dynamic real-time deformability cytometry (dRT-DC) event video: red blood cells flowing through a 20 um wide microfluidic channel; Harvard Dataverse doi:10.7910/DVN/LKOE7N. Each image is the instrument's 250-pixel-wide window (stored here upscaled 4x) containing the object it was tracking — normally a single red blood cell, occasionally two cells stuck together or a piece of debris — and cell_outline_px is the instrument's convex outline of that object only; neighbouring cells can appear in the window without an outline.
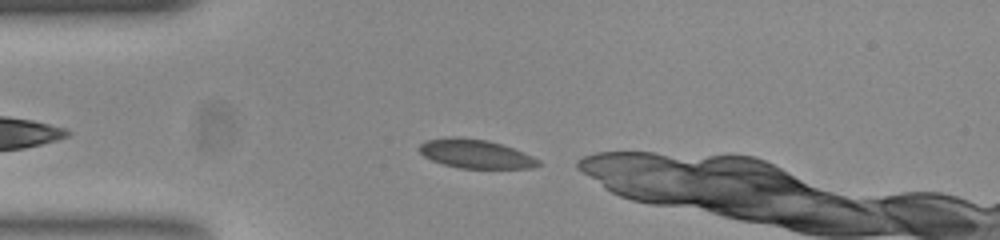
{"species": "common noctule bat (a hibernating species)", "species_latin": "Nyctalus noctula", "temperature_condition": "room temperature", "stored_images_in_passage": 31, "camera_frame_rate_fps": 3000, "um_per_image_px": 0.085, "animal": {"sex": "female", "body_mass_g": 23.0, "forearm_length_mm": 53.4}, "frame": {"image": 1, "passage_image": 2, "time_ms": 0.333, "image_size_px": [1000, 240], "cell_outline_px": [[540, 164], [532, 168], [460, 168], [444, 164], [432, 160], [424, 156], [416, 148], [424, 140], [444, 136], [460, 136], [488, 140], [512, 148], [532, 156], [540, 160]], "centroid_in_image_um": [40.35, 13.05], "position_along_channel_um": 44.6, "area_um2": 20.17}}
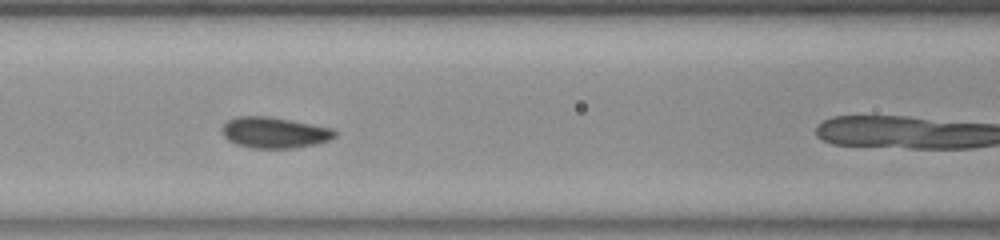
{"frame": {"image": 2, "passage_image": 11, "time_ms": 3.333, "image_size_px": [1000, 240], "cell_outline_px": [[336, 136], [328, 140], [316, 144], [292, 148], [252, 148], [236, 144], [228, 140], [224, 136], [224, 124], [228, 120], [236, 116], [268, 116], [332, 128], [336, 132]], "centroid_in_image_um": [23.32, 11.27], "position_along_channel_um": 143.3, "area_um2": 20.11}}
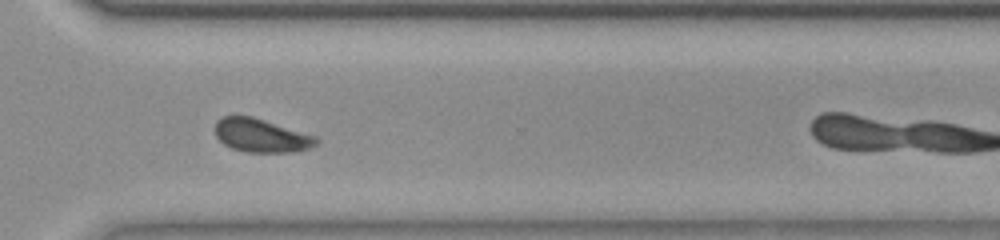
{"frame": {"image": 3, "passage_image": 27, "time_ms": 8.667, "image_size_px": [1000, 240], "cell_outline_px": [[320, 140], [316, 144], [308, 148], [292, 152], [248, 152], [232, 148], [224, 144], [216, 136], [216, 120], [224, 116], [252, 116], [316, 136]], "centroid_in_image_um": [22.2, 11.52], "position_along_channel_um": 348.4, "area_um2": 19.54}}